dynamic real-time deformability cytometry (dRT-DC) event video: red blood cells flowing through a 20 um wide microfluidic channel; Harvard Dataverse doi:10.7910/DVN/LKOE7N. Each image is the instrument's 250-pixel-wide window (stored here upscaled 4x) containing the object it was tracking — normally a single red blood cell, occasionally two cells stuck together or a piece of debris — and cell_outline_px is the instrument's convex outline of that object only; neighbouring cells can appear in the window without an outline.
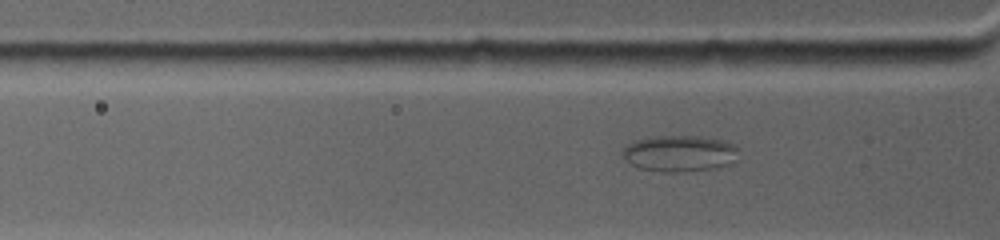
{"species": "common noctule bat (a hibernating species)", "species_latin": "Nyctalus noctula", "temperature_condition": "warm", "stored_images_in_passage": 10, "camera_frame_rate_fps": 4500, "um_per_image_px": 0.085, "animal": {"sex": "female", "body_mass_g": 19.0, "forearm_length_mm": 53.3}, "frame": {"image": 1, "passage_image": 4, "time_ms": 1.111, "image_size_px": [1000, 240], "cell_outline_px": [[736, 160], [728, 164], [716, 168], [684, 172], [664, 172], [640, 168], [628, 164], [624, 156], [624, 148], [632, 140], [652, 136], [700, 136], [724, 140], [736, 144]], "centroid_in_image_um": [57.76, 13.04], "position_along_channel_um": 68.0, "area_um2": 24.74}}
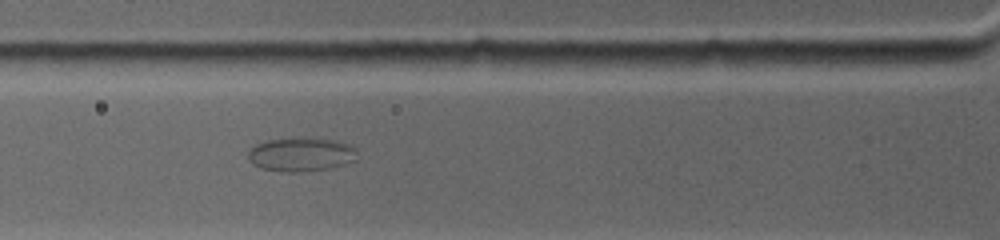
{"frame": {"image": 2, "passage_image": 6, "time_ms": 2.0, "image_size_px": [1000, 240], "cell_outline_px": [[356, 160], [332, 168], [300, 172], [280, 172], [260, 168], [252, 164], [248, 160], [248, 152], [256, 144], [268, 140], [336, 140], [352, 144], [356, 148]], "centroid_in_image_um": [25.6, 13.17], "position_along_channel_um": 100.2, "area_um2": 21.15}}
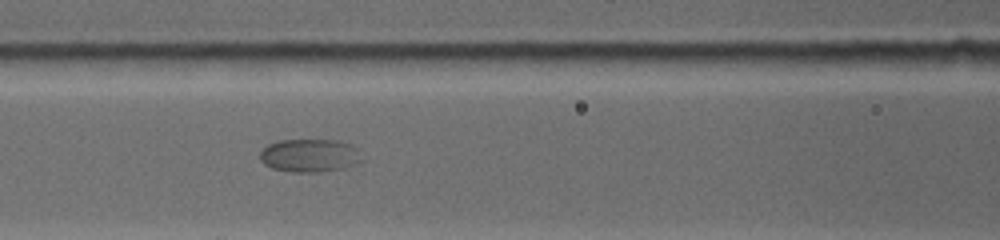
{"frame": {"image": 3, "passage_image": 9, "time_ms": 3.111, "image_size_px": [1000, 240], "cell_outline_px": [[364, 160], [340, 168], [320, 172], [292, 172], [272, 168], [264, 164], [260, 160], [260, 152], [268, 144], [280, 140], [336, 140], [348, 144], [356, 148]], "centroid_in_image_um": [26.28, 13.21], "position_along_channel_um": 140.3, "area_um2": 19.48}}